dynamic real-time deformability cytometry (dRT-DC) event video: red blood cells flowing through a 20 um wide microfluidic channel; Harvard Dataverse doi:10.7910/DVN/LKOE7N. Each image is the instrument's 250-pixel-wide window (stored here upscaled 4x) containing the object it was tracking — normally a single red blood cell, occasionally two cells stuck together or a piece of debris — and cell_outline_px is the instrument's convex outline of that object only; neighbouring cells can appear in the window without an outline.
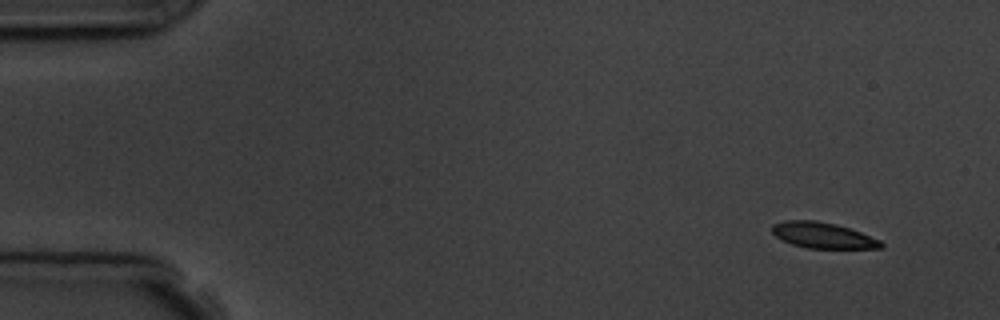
{"species": "common noctule bat (a hibernating species)", "species_latin": "Nyctalus noctula", "temperature_condition": "room temperature", "stored_images_in_passage": 5, "camera_frame_rate_fps": 3000, "um_per_image_px": 0.085, "animal": {"sex": "male", "body_mass_g": 19.5, "forearm_length_mm": 54.6}, "frame": {"image": 1, "passage_image": 1, "time_ms": 0.0, "image_size_px": [1000, 320], "cell_outline_px": [[884, 248], [808, 248], [792, 244], [780, 240], [772, 232], [772, 224], [784, 220], [816, 220], [836, 224], [860, 232], [880, 240], [884, 244]], "centroid_in_image_um": [69.92, 20.0], "position_along_channel_um": 15.1, "area_um2": 16.42}}
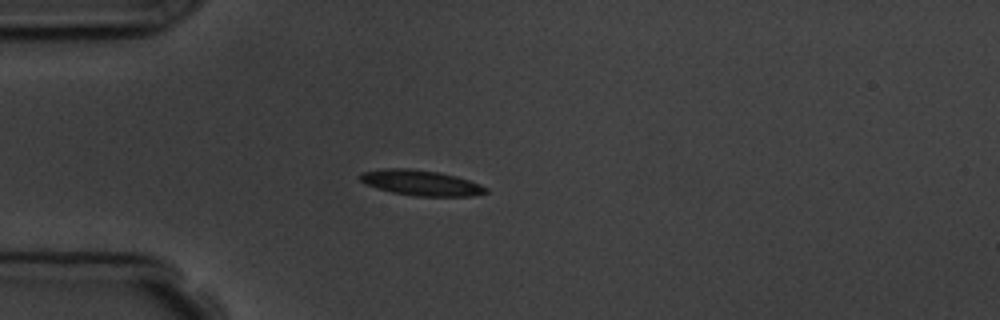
{"frame": {"image": 2, "passage_image": 4, "time_ms": 3.667, "image_size_px": [1000, 320], "cell_outline_px": [[488, 192], [472, 196], [416, 196], [392, 192], [376, 188], [360, 180], [360, 172], [384, 168], [408, 168], [440, 172], [456, 176], [480, 184], [488, 188]], "centroid_in_image_um": [35.79, 15.53], "position_along_channel_um": 49.2, "area_um2": 18.61}}